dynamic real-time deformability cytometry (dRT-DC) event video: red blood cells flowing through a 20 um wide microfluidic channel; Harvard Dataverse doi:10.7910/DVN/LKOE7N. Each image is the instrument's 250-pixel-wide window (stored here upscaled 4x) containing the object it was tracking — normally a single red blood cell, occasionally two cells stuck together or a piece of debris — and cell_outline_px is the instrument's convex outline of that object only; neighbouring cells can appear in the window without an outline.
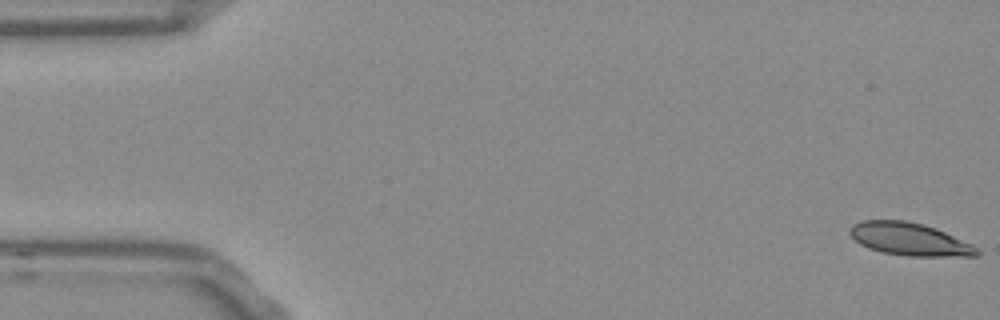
{"species": "Egyptian fruit bat (a non-hibernating species)", "species_latin": "Rousettus aegyptiacus", "temperature_condition": "room temperature", "stored_images_in_passage": 54, "camera_frame_rate_fps": 3000, "um_per_image_px": 0.085, "frame": {"image": 1, "passage_image": 1, "time_ms": 0.0, "image_size_px": [1000, 320], "cell_outline_px": [[980, 256], [908, 256], [884, 252], [868, 248], [860, 244], [848, 232], [848, 228], [852, 224], [860, 220], [904, 220], [936, 228], [972, 244], [980, 252]], "centroid_in_image_um": [77.29, 20.32], "position_along_channel_um": 7.7, "area_um2": 24.16}}
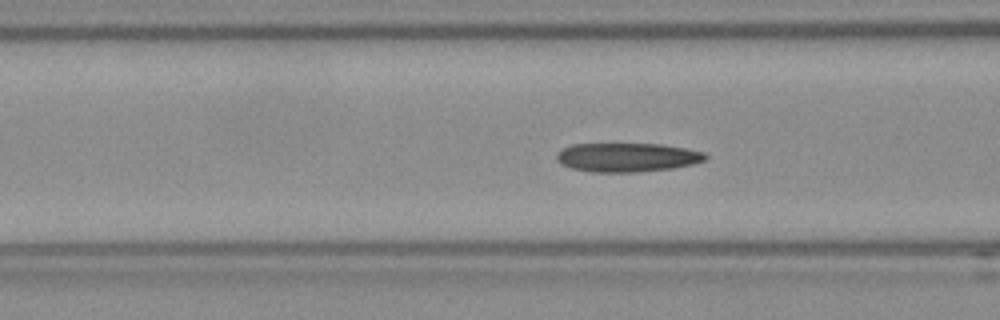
{"frame": {"image": 2, "passage_image": 20, "time_ms": 6.333, "image_size_px": [1000, 320], "cell_outline_px": [[708, 160], [692, 164], [672, 168], [640, 172], [592, 172], [572, 168], [560, 164], [556, 160], [556, 156], [564, 148], [572, 144], [660, 144], [684, 148], [704, 152], [708, 156]], "centroid_in_image_um": [53.33, 13.38], "position_along_channel_um": 113.3, "area_um2": 25.09}}
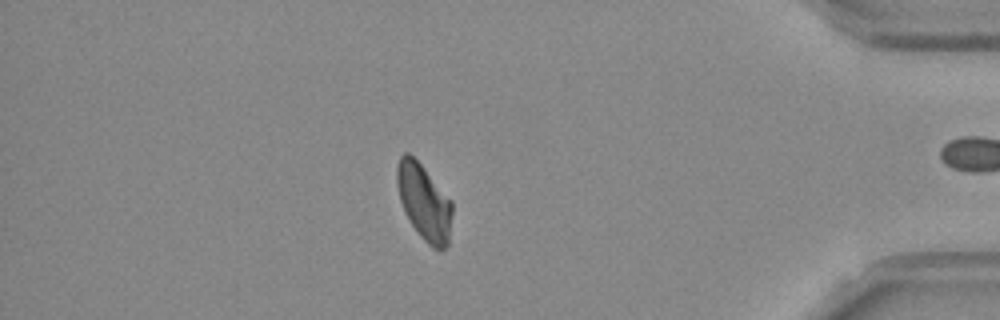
{"frame": {"image": 3, "passage_image": 46, "time_ms": 15.0, "image_size_px": [1000, 320], "cell_outline_px": [[452, 212], [448, 244], [444, 248], [432, 248], [420, 236], [404, 212], [400, 200], [396, 184], [396, 168], [400, 156], [404, 152], [408, 152], [420, 164], [452, 200]], "centroid_in_image_um": [36.03, 17.16], "position_along_channel_um": 399.2, "area_um2": 24.28}, "authors_computed_cell_mechanics": {"area_um2": 24.7673, "velocity_mm_per_s": 3.7815, "shape_relaxation_time_tau1_ms": 9.5184, "shape_relaxation_time_tau2_ms": 3.9109, "deformation_change_tau1": 0.1927, "deformation_change_tau2": 0.0876}}